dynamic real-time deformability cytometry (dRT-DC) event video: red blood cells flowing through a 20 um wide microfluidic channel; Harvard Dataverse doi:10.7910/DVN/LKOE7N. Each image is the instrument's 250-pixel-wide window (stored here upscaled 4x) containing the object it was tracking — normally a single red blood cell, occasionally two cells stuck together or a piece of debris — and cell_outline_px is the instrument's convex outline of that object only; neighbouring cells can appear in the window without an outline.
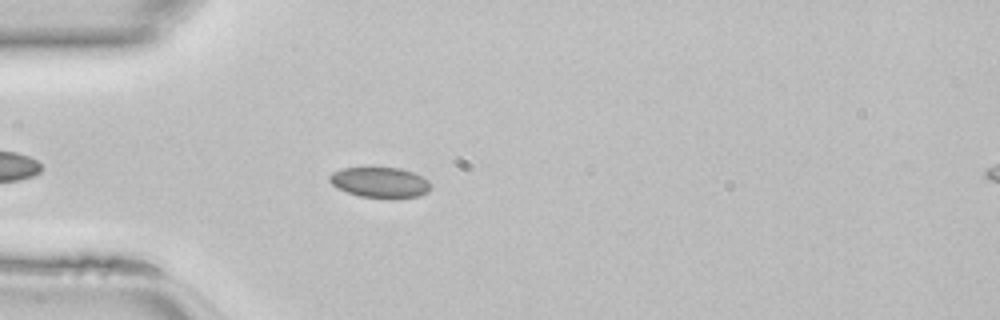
{"species": "common noctule bat (a hibernating species)", "species_latin": "Nyctalus noctula", "temperature_condition": "room temperature", "stored_images_in_passage": 39, "camera_frame_rate_fps": 3000, "um_per_image_px": 0.085, "animal": {"sex": "female", "body_mass_g": 22.7, "forearm_length_mm": 54.2}, "frame": {"image": 1, "passage_image": 6, "time_ms": 1.667, "image_size_px": [1000, 320], "cell_outline_px": [[432, 188], [428, 192], [420, 196], [360, 196], [348, 192], [332, 184], [328, 180], [328, 176], [332, 172], [344, 168], [400, 168], [412, 172], [428, 180]], "centroid_in_image_um": [32.3, 15.47], "position_along_channel_um": 52.7, "area_um2": 17.34}}
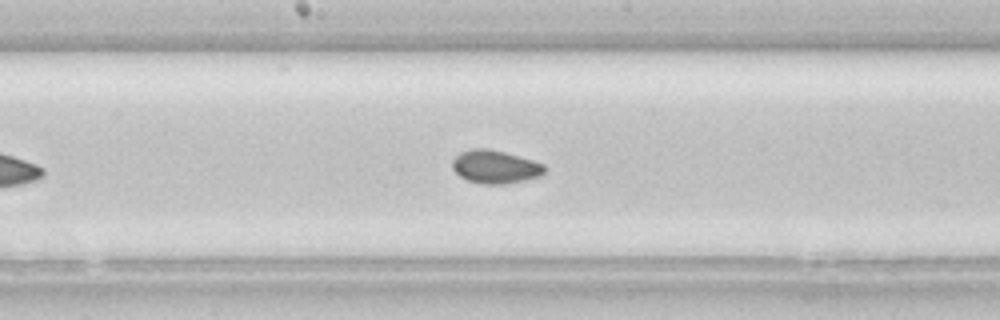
{"frame": {"image": 2, "passage_image": 17, "time_ms": 5.333, "image_size_px": [1000, 320], "cell_outline_px": [[548, 168], [544, 176], [504, 184], [480, 184], [468, 180], [460, 176], [452, 168], [452, 160], [460, 152], [472, 148], [488, 148], [504, 152], [532, 160], [544, 164]], "centroid_in_image_um": [42.13, 14.18], "position_along_channel_um": 206.1, "area_um2": 18.03}}